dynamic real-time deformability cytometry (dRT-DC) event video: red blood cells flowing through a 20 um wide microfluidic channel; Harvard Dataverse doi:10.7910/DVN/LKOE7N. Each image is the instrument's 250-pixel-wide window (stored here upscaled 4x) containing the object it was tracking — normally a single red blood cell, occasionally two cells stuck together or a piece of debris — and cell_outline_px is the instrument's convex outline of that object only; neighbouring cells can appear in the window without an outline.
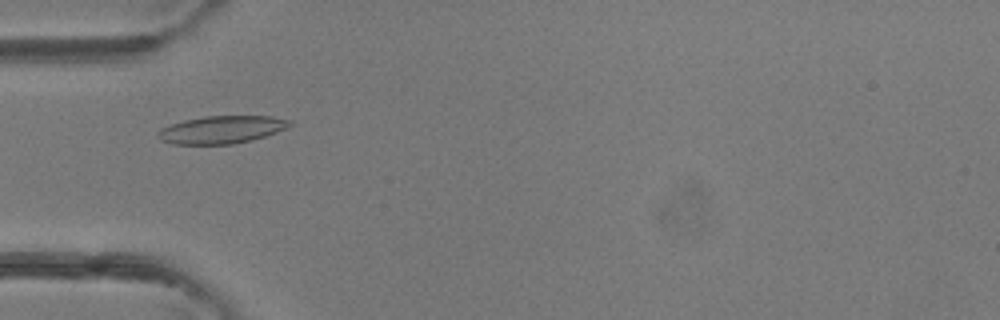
{"species": "common noctule bat (a hibernating species)", "species_latin": "Nyctalus noctula", "temperature_condition": "room temperature", "stored_images_in_passage": 34, "camera_frame_rate_fps": 3000, "um_per_image_px": 0.085, "animal": {"sex": "female"}, "frame": {"image": 1, "passage_image": 2, "time_ms": 0.333, "image_size_px": [1000, 320], "cell_outline_px": [[292, 124], [288, 128], [252, 140], [232, 144], [172, 144], [160, 140], [156, 136], [156, 132], [160, 128], [184, 120], [204, 116], [272, 116], [292, 120]], "centroid_in_image_um": [18.82, 11.02], "position_along_channel_um": 66.2, "area_um2": 21.39}}
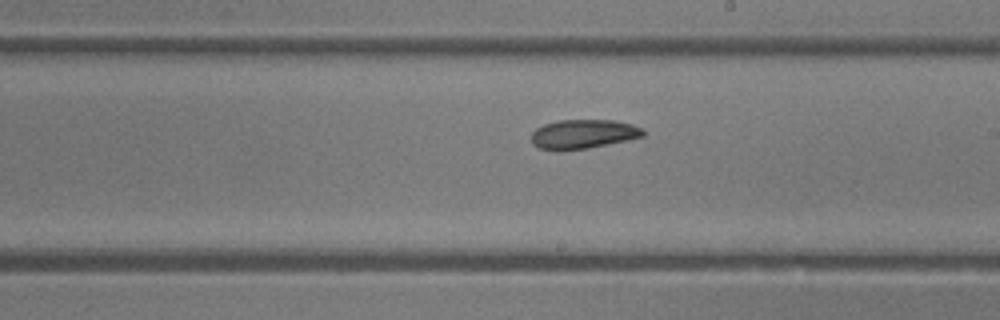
{"frame": {"image": 2, "passage_image": 14, "time_ms": 4.333, "image_size_px": [1000, 320], "cell_outline_px": [[644, 136], [628, 140], [588, 148], [560, 152], [556, 152], [540, 148], [532, 144], [532, 132], [536, 128], [544, 124], [556, 120], [612, 120], [632, 124], [644, 128]], "centroid_in_image_um": [49.55, 11.41], "position_along_channel_um": 239.5, "area_um2": 19.36}}
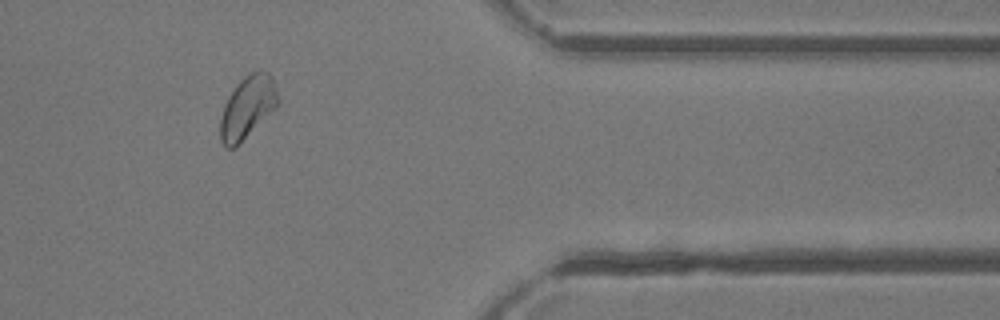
{"frame": {"image": 3, "passage_image": 26, "time_ms": 8.333, "image_size_px": [1000, 320], "cell_outline_px": [[280, 100], [276, 108], [236, 148], [224, 148], [220, 140], [220, 116], [224, 104], [228, 96], [236, 84], [244, 76], [256, 68], [260, 68], [268, 72], [272, 76]], "centroid_in_image_um": [21.04, 9.1], "position_along_channel_um": 390.4, "area_um2": 21.62}, "authors_computed_cell_mechanics": {"area_um2": 19.7098, "velocity_mm_per_s": 4.343, "shape_relaxation_time_tau1_ms": 4.4414, "shape_relaxation_time_tau2_ms": null, "deformation_change_tau1": 0.098, "deformation_change_tau2": null}}